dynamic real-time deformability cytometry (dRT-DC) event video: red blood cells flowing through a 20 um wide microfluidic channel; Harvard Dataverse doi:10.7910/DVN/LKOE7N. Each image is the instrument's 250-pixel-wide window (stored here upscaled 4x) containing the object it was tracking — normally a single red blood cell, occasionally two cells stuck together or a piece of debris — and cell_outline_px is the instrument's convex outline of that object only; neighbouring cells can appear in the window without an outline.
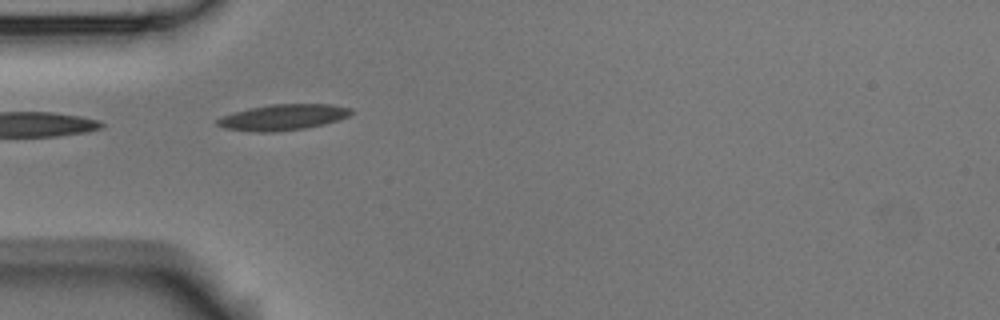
{"species": "Egyptian fruit bat (a non-hibernating species)", "species_latin": "Rousettus aegyptiacus", "temperature_condition": "room temperature", "stored_images_in_passage": 3, "camera_frame_rate_fps": 3000, "um_per_image_px": 0.085, "animal": {"sex": "male"}, "frame": {"image": 1, "passage_image": 1, "time_ms": 0.0, "image_size_px": [1000, 320], "cell_outline_px": [[352, 112], [348, 116], [324, 124], [304, 128], [276, 132], [252, 132], [224, 128], [216, 124], [216, 120], [224, 116], [248, 108], [272, 104], [332, 104], [352, 108]], "centroid_in_image_um": [24.05, 9.97], "position_along_channel_um": 60.9, "area_um2": 20.06}}
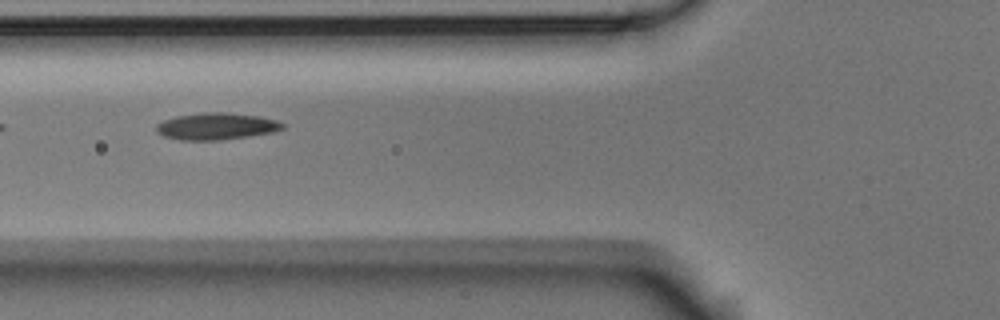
{"frame": {"image": 2, "passage_image": 2, "time_ms": 1.333, "image_size_px": [1000, 320], "cell_outline_px": [[284, 128], [272, 132], [248, 136], [220, 140], [180, 140], [164, 136], [156, 132], [156, 124], [164, 120], [176, 116], [204, 112], [228, 112], [260, 116], [276, 120], [284, 124]], "centroid_in_image_um": [18.37, 10.73], "position_along_channel_um": 107.4, "area_um2": 19.77}}
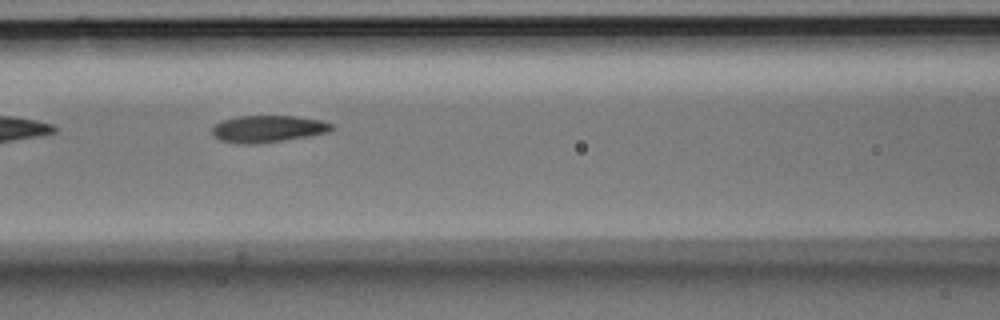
{"frame": {"image": 3, "passage_image": 3, "time_ms": 2.333, "image_size_px": [1000, 320], "cell_outline_px": [[336, 128], [328, 132], [308, 136], [284, 140], [256, 144], [236, 144], [220, 140], [212, 132], [212, 128], [216, 124], [224, 120], [240, 116], [296, 116], [320, 120], [332, 124]], "centroid_in_image_um": [22.79, 10.96], "position_along_channel_um": 143.8, "area_um2": 18.67}}